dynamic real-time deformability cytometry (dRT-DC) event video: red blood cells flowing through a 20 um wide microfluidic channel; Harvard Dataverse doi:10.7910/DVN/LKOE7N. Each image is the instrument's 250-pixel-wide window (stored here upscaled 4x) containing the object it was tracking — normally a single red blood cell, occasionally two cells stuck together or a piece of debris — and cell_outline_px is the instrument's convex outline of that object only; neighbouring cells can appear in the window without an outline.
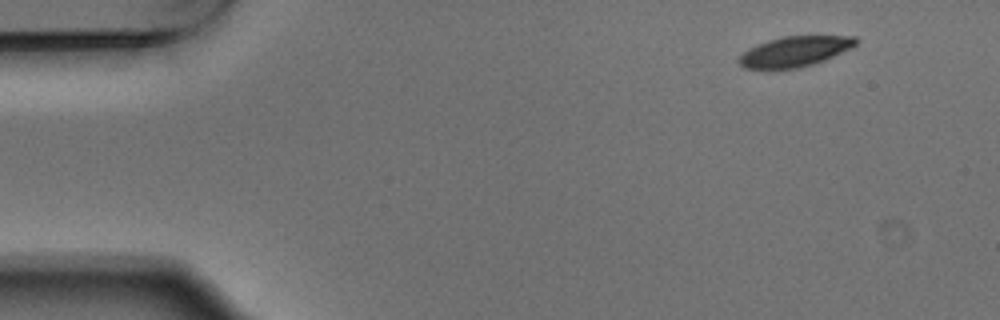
{"species": "Egyptian fruit bat (a non-hibernating species)", "species_latin": "Rousettus aegyptiacus", "temperature_condition": "warm", "stored_images_in_passage": 5, "camera_frame_rate_fps": 3000, "um_per_image_px": 0.085, "animal": {"sex": "male"}, "frame": {"image": 1, "passage_image": 1, "time_ms": 0.0, "image_size_px": [1000, 320], "cell_outline_px": [[860, 40], [856, 44], [824, 60], [800, 68], [744, 68], [740, 64], [740, 56], [748, 48], [768, 40], [784, 36], [856, 36]], "centroid_in_image_um": [67.56, 4.36], "position_along_channel_um": 17.4, "area_um2": 20.17}}